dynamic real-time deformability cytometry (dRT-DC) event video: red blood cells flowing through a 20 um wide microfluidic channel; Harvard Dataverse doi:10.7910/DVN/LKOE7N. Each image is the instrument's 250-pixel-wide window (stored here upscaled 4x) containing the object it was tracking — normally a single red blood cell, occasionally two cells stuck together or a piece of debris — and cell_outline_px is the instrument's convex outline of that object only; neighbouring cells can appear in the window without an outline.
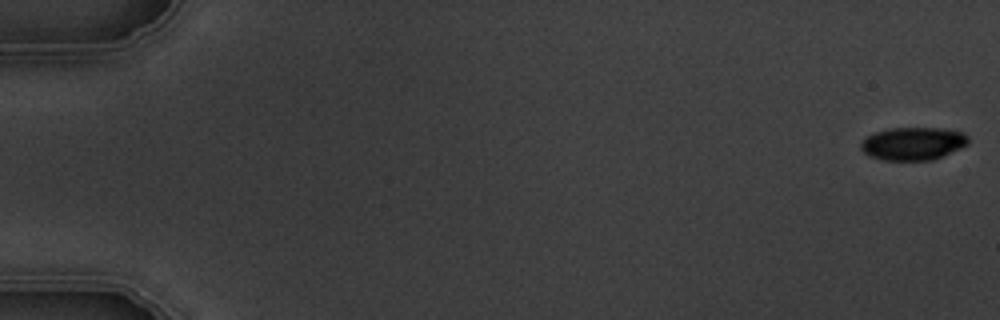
{"species": "common noctule bat (a hibernating species)", "species_latin": "Nyctalus noctula", "temperature_condition": "warm", "stored_images_in_passage": 6, "camera_frame_rate_fps": 3000, "um_per_image_px": 0.085, "animal": {"sex": "male", "body_mass_g": 19.5, "forearm_length_mm": 54.6}, "frame": {"image": 1, "passage_image": 1, "time_ms": 0.0, "image_size_px": [1000, 320], "cell_outline_px": [[968, 144], [960, 148], [932, 160], [884, 160], [868, 156], [860, 148], [860, 144], [868, 136], [876, 132], [892, 128], [940, 128], [960, 132], [968, 136]], "centroid_in_image_um": [77.59, 12.21], "position_along_channel_um": 7.4, "area_um2": 20.35}}
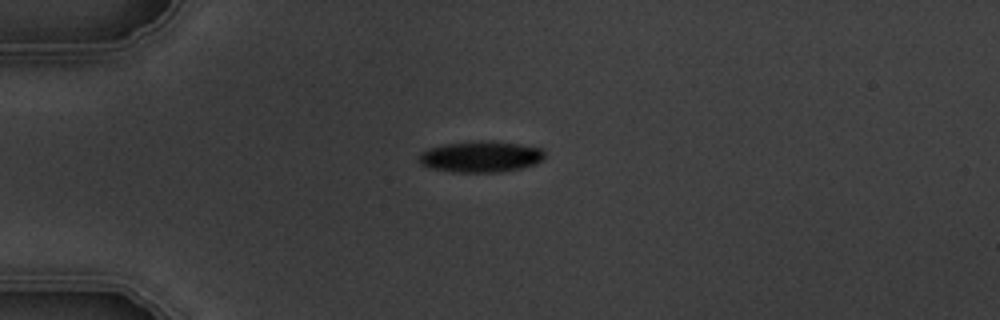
{"frame": {"image": 2, "passage_image": 5, "time_ms": 4.667, "image_size_px": [1000, 320], "cell_outline_px": [[544, 160], [536, 164], [520, 168], [500, 172], [452, 172], [428, 168], [420, 164], [416, 160], [416, 156], [420, 152], [428, 148], [444, 144], [472, 140], [492, 140], [520, 144], [544, 148]], "centroid_in_image_um": [40.82, 13.3], "position_along_channel_um": 44.2, "area_um2": 23.52}}